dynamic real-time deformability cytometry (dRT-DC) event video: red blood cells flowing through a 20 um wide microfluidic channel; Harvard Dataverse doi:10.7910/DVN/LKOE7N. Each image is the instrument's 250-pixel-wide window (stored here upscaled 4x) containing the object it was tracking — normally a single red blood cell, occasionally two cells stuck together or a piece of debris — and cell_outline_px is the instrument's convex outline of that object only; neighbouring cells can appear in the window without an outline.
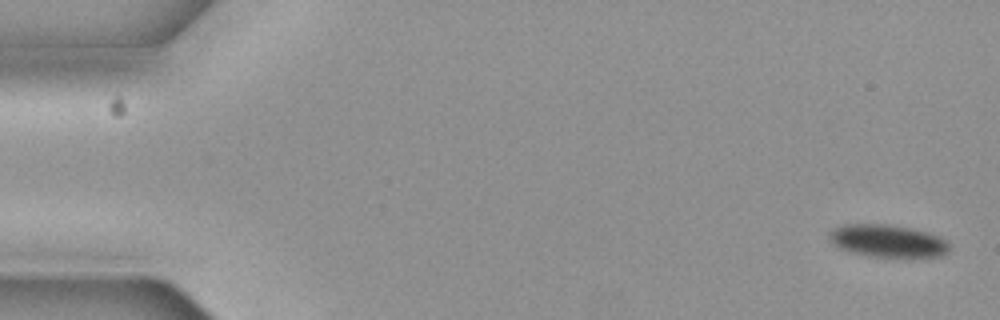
{"species": "common noctule bat (a hibernating species)", "species_latin": "Nyctalus noctula", "temperature_condition": "cold", "stored_images_in_passage": 9, "camera_frame_rate_fps": 3000, "um_per_image_px": 0.085, "animal": {"sex": "female", "body_mass_g": 19.3, "forearm_length_mm": 54.1}, "frame": {"image": 1, "passage_image": 1, "time_ms": 0.0, "image_size_px": [1000, 320], "cell_outline_px": [[948, 252], [940, 256], [872, 256], [848, 252], [840, 248], [828, 240], [828, 232], [844, 224], [888, 224], [928, 232], [940, 236], [948, 244]], "centroid_in_image_um": [75.4, 20.46], "position_along_channel_um": 9.6, "area_um2": 22.48}}
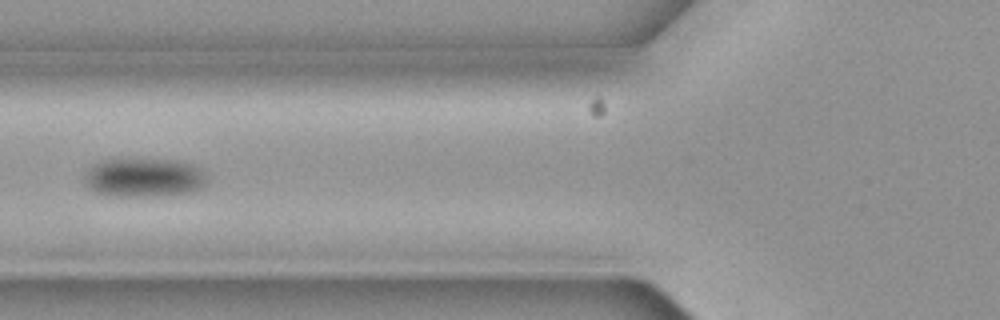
{"frame": {"image": 2, "passage_image": 7, "time_ms": 2.0, "image_size_px": [1000, 320], "cell_outline_px": [[208, 180], [204, 188], [192, 192], [156, 196], [108, 196], [96, 192], [88, 188], [84, 184], [84, 176], [88, 168], [92, 164], [100, 160], [116, 156], [120, 156], [184, 160], [200, 168], [208, 176]], "centroid_in_image_um": [12.23, 15.03], "position_along_channel_um": 113.6, "area_um2": 29.54}}